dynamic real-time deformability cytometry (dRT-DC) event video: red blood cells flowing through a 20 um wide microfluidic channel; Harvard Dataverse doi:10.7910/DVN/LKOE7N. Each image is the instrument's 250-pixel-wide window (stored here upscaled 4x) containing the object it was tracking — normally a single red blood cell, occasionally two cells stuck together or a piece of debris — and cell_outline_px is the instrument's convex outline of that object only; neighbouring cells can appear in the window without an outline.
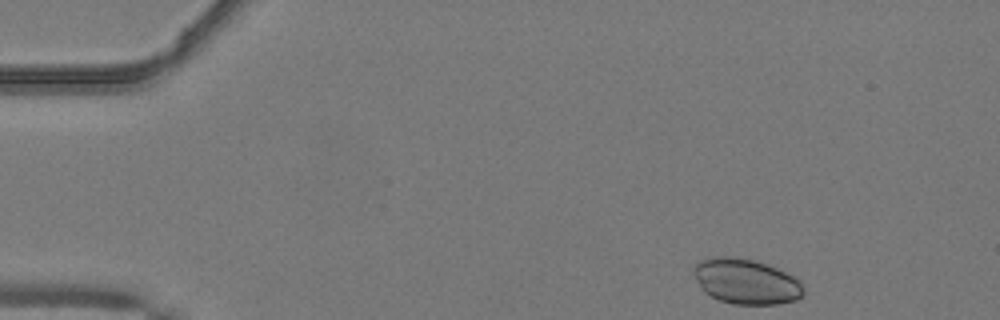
{"species": "common noctule bat (a hibernating species)", "species_latin": "Nyctalus noctula", "temperature_condition": "warm", "stored_images_in_passage": 13, "camera_frame_rate_fps": 3000, "um_per_image_px": 0.085, "animal": {"sex": "male", "body_mass_g": 19.2, "forearm_length_mm": 51.8}, "frame": {"image": 1, "passage_image": 1, "time_ms": 0.0, "image_size_px": [1000, 320], "cell_outline_px": [[804, 296], [796, 300], [776, 304], [732, 304], [720, 300], [704, 292], [696, 280], [692, 272], [692, 268], [700, 260], [712, 256], [732, 256], [756, 260], [776, 268], [800, 280], [804, 292]], "centroid_in_image_um": [63.39, 23.91], "position_along_channel_um": 21.6, "area_um2": 29.13}}